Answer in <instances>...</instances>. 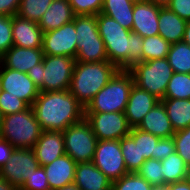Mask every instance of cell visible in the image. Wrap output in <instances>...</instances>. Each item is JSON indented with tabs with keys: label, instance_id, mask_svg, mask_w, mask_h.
I'll return each mask as SVG.
<instances>
[{
	"label": "cell",
	"instance_id": "obj_1",
	"mask_svg": "<svg viewBox=\"0 0 190 190\" xmlns=\"http://www.w3.org/2000/svg\"><path fill=\"white\" fill-rule=\"evenodd\" d=\"M31 107L43 131H64L85 116V108L69 90L39 92Z\"/></svg>",
	"mask_w": 190,
	"mask_h": 190
},
{
	"label": "cell",
	"instance_id": "obj_2",
	"mask_svg": "<svg viewBox=\"0 0 190 190\" xmlns=\"http://www.w3.org/2000/svg\"><path fill=\"white\" fill-rule=\"evenodd\" d=\"M97 25L110 63L128 70L142 62L143 38L139 34L123 28L115 19L102 13L97 15Z\"/></svg>",
	"mask_w": 190,
	"mask_h": 190
},
{
	"label": "cell",
	"instance_id": "obj_3",
	"mask_svg": "<svg viewBox=\"0 0 190 190\" xmlns=\"http://www.w3.org/2000/svg\"><path fill=\"white\" fill-rule=\"evenodd\" d=\"M118 70L119 68L109 61H76L69 91L86 108Z\"/></svg>",
	"mask_w": 190,
	"mask_h": 190
},
{
	"label": "cell",
	"instance_id": "obj_4",
	"mask_svg": "<svg viewBox=\"0 0 190 190\" xmlns=\"http://www.w3.org/2000/svg\"><path fill=\"white\" fill-rule=\"evenodd\" d=\"M75 63V58L44 55L27 74L40 92L69 90Z\"/></svg>",
	"mask_w": 190,
	"mask_h": 190
},
{
	"label": "cell",
	"instance_id": "obj_5",
	"mask_svg": "<svg viewBox=\"0 0 190 190\" xmlns=\"http://www.w3.org/2000/svg\"><path fill=\"white\" fill-rule=\"evenodd\" d=\"M134 79L129 70L119 69L111 80L93 97L85 112H124Z\"/></svg>",
	"mask_w": 190,
	"mask_h": 190
},
{
	"label": "cell",
	"instance_id": "obj_6",
	"mask_svg": "<svg viewBox=\"0 0 190 190\" xmlns=\"http://www.w3.org/2000/svg\"><path fill=\"white\" fill-rule=\"evenodd\" d=\"M32 107L2 117L0 137L14 148L32 149L42 133Z\"/></svg>",
	"mask_w": 190,
	"mask_h": 190
},
{
	"label": "cell",
	"instance_id": "obj_7",
	"mask_svg": "<svg viewBox=\"0 0 190 190\" xmlns=\"http://www.w3.org/2000/svg\"><path fill=\"white\" fill-rule=\"evenodd\" d=\"M74 24L77 38L75 61H108L104 42L98 31L97 15L75 16Z\"/></svg>",
	"mask_w": 190,
	"mask_h": 190
},
{
	"label": "cell",
	"instance_id": "obj_8",
	"mask_svg": "<svg viewBox=\"0 0 190 190\" xmlns=\"http://www.w3.org/2000/svg\"><path fill=\"white\" fill-rule=\"evenodd\" d=\"M134 85L162 100L173 70L167 58L138 62L128 69Z\"/></svg>",
	"mask_w": 190,
	"mask_h": 190
},
{
	"label": "cell",
	"instance_id": "obj_9",
	"mask_svg": "<svg viewBox=\"0 0 190 190\" xmlns=\"http://www.w3.org/2000/svg\"><path fill=\"white\" fill-rule=\"evenodd\" d=\"M62 133L68 156L76 163L93 161L98 140L85 118L79 123L70 125Z\"/></svg>",
	"mask_w": 190,
	"mask_h": 190
},
{
	"label": "cell",
	"instance_id": "obj_10",
	"mask_svg": "<svg viewBox=\"0 0 190 190\" xmlns=\"http://www.w3.org/2000/svg\"><path fill=\"white\" fill-rule=\"evenodd\" d=\"M84 118L97 140H120L132 129L124 112H85Z\"/></svg>",
	"mask_w": 190,
	"mask_h": 190
},
{
	"label": "cell",
	"instance_id": "obj_11",
	"mask_svg": "<svg viewBox=\"0 0 190 190\" xmlns=\"http://www.w3.org/2000/svg\"><path fill=\"white\" fill-rule=\"evenodd\" d=\"M92 162L112 182L129 173L122 155L120 140H98Z\"/></svg>",
	"mask_w": 190,
	"mask_h": 190
},
{
	"label": "cell",
	"instance_id": "obj_12",
	"mask_svg": "<svg viewBox=\"0 0 190 190\" xmlns=\"http://www.w3.org/2000/svg\"><path fill=\"white\" fill-rule=\"evenodd\" d=\"M39 166L32 149L15 148L10 160L0 169V176L19 190Z\"/></svg>",
	"mask_w": 190,
	"mask_h": 190
},
{
	"label": "cell",
	"instance_id": "obj_13",
	"mask_svg": "<svg viewBox=\"0 0 190 190\" xmlns=\"http://www.w3.org/2000/svg\"><path fill=\"white\" fill-rule=\"evenodd\" d=\"M42 51L48 56H67L76 58L77 38L74 20L43 33Z\"/></svg>",
	"mask_w": 190,
	"mask_h": 190
},
{
	"label": "cell",
	"instance_id": "obj_14",
	"mask_svg": "<svg viewBox=\"0 0 190 190\" xmlns=\"http://www.w3.org/2000/svg\"><path fill=\"white\" fill-rule=\"evenodd\" d=\"M1 90L25 101L30 107L39 95V88L27 73L5 68L0 63Z\"/></svg>",
	"mask_w": 190,
	"mask_h": 190
},
{
	"label": "cell",
	"instance_id": "obj_15",
	"mask_svg": "<svg viewBox=\"0 0 190 190\" xmlns=\"http://www.w3.org/2000/svg\"><path fill=\"white\" fill-rule=\"evenodd\" d=\"M160 6L147 0H136L133 8L132 32L142 38L158 35Z\"/></svg>",
	"mask_w": 190,
	"mask_h": 190
},
{
	"label": "cell",
	"instance_id": "obj_16",
	"mask_svg": "<svg viewBox=\"0 0 190 190\" xmlns=\"http://www.w3.org/2000/svg\"><path fill=\"white\" fill-rule=\"evenodd\" d=\"M32 150L40 166L51 164L66 154L62 131H42Z\"/></svg>",
	"mask_w": 190,
	"mask_h": 190
},
{
	"label": "cell",
	"instance_id": "obj_17",
	"mask_svg": "<svg viewBox=\"0 0 190 190\" xmlns=\"http://www.w3.org/2000/svg\"><path fill=\"white\" fill-rule=\"evenodd\" d=\"M159 102L160 99L153 94L133 85L124 111L128 124L132 128L137 127L143 117Z\"/></svg>",
	"mask_w": 190,
	"mask_h": 190
},
{
	"label": "cell",
	"instance_id": "obj_18",
	"mask_svg": "<svg viewBox=\"0 0 190 190\" xmlns=\"http://www.w3.org/2000/svg\"><path fill=\"white\" fill-rule=\"evenodd\" d=\"M43 57L42 48H23L13 45L0 57V63L5 68L28 73L34 65L43 61Z\"/></svg>",
	"mask_w": 190,
	"mask_h": 190
},
{
	"label": "cell",
	"instance_id": "obj_19",
	"mask_svg": "<svg viewBox=\"0 0 190 190\" xmlns=\"http://www.w3.org/2000/svg\"><path fill=\"white\" fill-rule=\"evenodd\" d=\"M13 44L23 48H42L43 31L37 22L12 17Z\"/></svg>",
	"mask_w": 190,
	"mask_h": 190
},
{
	"label": "cell",
	"instance_id": "obj_20",
	"mask_svg": "<svg viewBox=\"0 0 190 190\" xmlns=\"http://www.w3.org/2000/svg\"><path fill=\"white\" fill-rule=\"evenodd\" d=\"M80 190H109L112 181L93 162L77 163L73 182Z\"/></svg>",
	"mask_w": 190,
	"mask_h": 190
},
{
	"label": "cell",
	"instance_id": "obj_21",
	"mask_svg": "<svg viewBox=\"0 0 190 190\" xmlns=\"http://www.w3.org/2000/svg\"><path fill=\"white\" fill-rule=\"evenodd\" d=\"M77 163L67 154L55 159L51 164L44 165L50 190H57L74 182Z\"/></svg>",
	"mask_w": 190,
	"mask_h": 190
},
{
	"label": "cell",
	"instance_id": "obj_22",
	"mask_svg": "<svg viewBox=\"0 0 190 190\" xmlns=\"http://www.w3.org/2000/svg\"><path fill=\"white\" fill-rule=\"evenodd\" d=\"M136 128L151 133L160 139L170 138L175 133L171 121L167 116L166 109L161 101L143 117Z\"/></svg>",
	"mask_w": 190,
	"mask_h": 190
},
{
	"label": "cell",
	"instance_id": "obj_23",
	"mask_svg": "<svg viewBox=\"0 0 190 190\" xmlns=\"http://www.w3.org/2000/svg\"><path fill=\"white\" fill-rule=\"evenodd\" d=\"M75 14L69 0H53L38 25L43 33L58 29L74 20Z\"/></svg>",
	"mask_w": 190,
	"mask_h": 190
},
{
	"label": "cell",
	"instance_id": "obj_24",
	"mask_svg": "<svg viewBox=\"0 0 190 190\" xmlns=\"http://www.w3.org/2000/svg\"><path fill=\"white\" fill-rule=\"evenodd\" d=\"M186 22L168 7H160L158 34L170 44L181 42L183 41Z\"/></svg>",
	"mask_w": 190,
	"mask_h": 190
},
{
	"label": "cell",
	"instance_id": "obj_25",
	"mask_svg": "<svg viewBox=\"0 0 190 190\" xmlns=\"http://www.w3.org/2000/svg\"><path fill=\"white\" fill-rule=\"evenodd\" d=\"M135 2L136 0H104L101 13L115 19L123 28L132 31Z\"/></svg>",
	"mask_w": 190,
	"mask_h": 190
},
{
	"label": "cell",
	"instance_id": "obj_26",
	"mask_svg": "<svg viewBox=\"0 0 190 190\" xmlns=\"http://www.w3.org/2000/svg\"><path fill=\"white\" fill-rule=\"evenodd\" d=\"M160 101L166 109L174 131L190 126V99L163 98Z\"/></svg>",
	"mask_w": 190,
	"mask_h": 190
},
{
	"label": "cell",
	"instance_id": "obj_27",
	"mask_svg": "<svg viewBox=\"0 0 190 190\" xmlns=\"http://www.w3.org/2000/svg\"><path fill=\"white\" fill-rule=\"evenodd\" d=\"M167 60L173 72L190 74V45L181 41L170 45Z\"/></svg>",
	"mask_w": 190,
	"mask_h": 190
},
{
	"label": "cell",
	"instance_id": "obj_28",
	"mask_svg": "<svg viewBox=\"0 0 190 190\" xmlns=\"http://www.w3.org/2000/svg\"><path fill=\"white\" fill-rule=\"evenodd\" d=\"M161 164L164 176V187L168 184L185 180L188 166L177 152L161 160Z\"/></svg>",
	"mask_w": 190,
	"mask_h": 190
},
{
	"label": "cell",
	"instance_id": "obj_29",
	"mask_svg": "<svg viewBox=\"0 0 190 190\" xmlns=\"http://www.w3.org/2000/svg\"><path fill=\"white\" fill-rule=\"evenodd\" d=\"M170 45L171 44L159 34L143 38L142 62L166 58Z\"/></svg>",
	"mask_w": 190,
	"mask_h": 190
},
{
	"label": "cell",
	"instance_id": "obj_30",
	"mask_svg": "<svg viewBox=\"0 0 190 190\" xmlns=\"http://www.w3.org/2000/svg\"><path fill=\"white\" fill-rule=\"evenodd\" d=\"M129 135L138 142L140 150V159H157V142L159 137L152 135L151 133L144 132L136 127H133Z\"/></svg>",
	"mask_w": 190,
	"mask_h": 190
},
{
	"label": "cell",
	"instance_id": "obj_31",
	"mask_svg": "<svg viewBox=\"0 0 190 190\" xmlns=\"http://www.w3.org/2000/svg\"><path fill=\"white\" fill-rule=\"evenodd\" d=\"M120 147L128 172H137L146 161L145 159H140L138 142H135L130 135H127L120 139Z\"/></svg>",
	"mask_w": 190,
	"mask_h": 190
},
{
	"label": "cell",
	"instance_id": "obj_32",
	"mask_svg": "<svg viewBox=\"0 0 190 190\" xmlns=\"http://www.w3.org/2000/svg\"><path fill=\"white\" fill-rule=\"evenodd\" d=\"M164 98L190 99V74L173 72Z\"/></svg>",
	"mask_w": 190,
	"mask_h": 190
},
{
	"label": "cell",
	"instance_id": "obj_33",
	"mask_svg": "<svg viewBox=\"0 0 190 190\" xmlns=\"http://www.w3.org/2000/svg\"><path fill=\"white\" fill-rule=\"evenodd\" d=\"M53 0H21L17 16L39 22Z\"/></svg>",
	"mask_w": 190,
	"mask_h": 190
},
{
	"label": "cell",
	"instance_id": "obj_34",
	"mask_svg": "<svg viewBox=\"0 0 190 190\" xmlns=\"http://www.w3.org/2000/svg\"><path fill=\"white\" fill-rule=\"evenodd\" d=\"M136 173L154 188L164 187V176L160 160L147 159Z\"/></svg>",
	"mask_w": 190,
	"mask_h": 190
},
{
	"label": "cell",
	"instance_id": "obj_35",
	"mask_svg": "<svg viewBox=\"0 0 190 190\" xmlns=\"http://www.w3.org/2000/svg\"><path fill=\"white\" fill-rule=\"evenodd\" d=\"M112 190H153L154 187L136 172H129L112 182Z\"/></svg>",
	"mask_w": 190,
	"mask_h": 190
},
{
	"label": "cell",
	"instance_id": "obj_36",
	"mask_svg": "<svg viewBox=\"0 0 190 190\" xmlns=\"http://www.w3.org/2000/svg\"><path fill=\"white\" fill-rule=\"evenodd\" d=\"M30 106L20 98L13 95H5V91H0V112L2 116L19 113Z\"/></svg>",
	"mask_w": 190,
	"mask_h": 190
},
{
	"label": "cell",
	"instance_id": "obj_37",
	"mask_svg": "<svg viewBox=\"0 0 190 190\" xmlns=\"http://www.w3.org/2000/svg\"><path fill=\"white\" fill-rule=\"evenodd\" d=\"M172 138L175 143V151L182 157L185 164L190 166V126L175 131Z\"/></svg>",
	"mask_w": 190,
	"mask_h": 190
},
{
	"label": "cell",
	"instance_id": "obj_38",
	"mask_svg": "<svg viewBox=\"0 0 190 190\" xmlns=\"http://www.w3.org/2000/svg\"><path fill=\"white\" fill-rule=\"evenodd\" d=\"M104 0H69L75 16L98 15L101 13Z\"/></svg>",
	"mask_w": 190,
	"mask_h": 190
},
{
	"label": "cell",
	"instance_id": "obj_39",
	"mask_svg": "<svg viewBox=\"0 0 190 190\" xmlns=\"http://www.w3.org/2000/svg\"><path fill=\"white\" fill-rule=\"evenodd\" d=\"M13 45L12 16L0 14V57Z\"/></svg>",
	"mask_w": 190,
	"mask_h": 190
},
{
	"label": "cell",
	"instance_id": "obj_40",
	"mask_svg": "<svg viewBox=\"0 0 190 190\" xmlns=\"http://www.w3.org/2000/svg\"><path fill=\"white\" fill-rule=\"evenodd\" d=\"M19 190H50L43 166H39L30 176H27Z\"/></svg>",
	"mask_w": 190,
	"mask_h": 190
},
{
	"label": "cell",
	"instance_id": "obj_41",
	"mask_svg": "<svg viewBox=\"0 0 190 190\" xmlns=\"http://www.w3.org/2000/svg\"><path fill=\"white\" fill-rule=\"evenodd\" d=\"M167 7L180 18L190 20V0H171Z\"/></svg>",
	"mask_w": 190,
	"mask_h": 190
},
{
	"label": "cell",
	"instance_id": "obj_42",
	"mask_svg": "<svg viewBox=\"0 0 190 190\" xmlns=\"http://www.w3.org/2000/svg\"><path fill=\"white\" fill-rule=\"evenodd\" d=\"M175 151V143L172 137L161 138L157 142V160H164Z\"/></svg>",
	"mask_w": 190,
	"mask_h": 190
},
{
	"label": "cell",
	"instance_id": "obj_43",
	"mask_svg": "<svg viewBox=\"0 0 190 190\" xmlns=\"http://www.w3.org/2000/svg\"><path fill=\"white\" fill-rule=\"evenodd\" d=\"M21 0H0V14L14 16L17 14Z\"/></svg>",
	"mask_w": 190,
	"mask_h": 190
},
{
	"label": "cell",
	"instance_id": "obj_44",
	"mask_svg": "<svg viewBox=\"0 0 190 190\" xmlns=\"http://www.w3.org/2000/svg\"><path fill=\"white\" fill-rule=\"evenodd\" d=\"M14 147L0 137V169L10 160Z\"/></svg>",
	"mask_w": 190,
	"mask_h": 190
},
{
	"label": "cell",
	"instance_id": "obj_45",
	"mask_svg": "<svg viewBox=\"0 0 190 190\" xmlns=\"http://www.w3.org/2000/svg\"><path fill=\"white\" fill-rule=\"evenodd\" d=\"M165 188L167 190H190V186L185 180L168 184Z\"/></svg>",
	"mask_w": 190,
	"mask_h": 190
},
{
	"label": "cell",
	"instance_id": "obj_46",
	"mask_svg": "<svg viewBox=\"0 0 190 190\" xmlns=\"http://www.w3.org/2000/svg\"><path fill=\"white\" fill-rule=\"evenodd\" d=\"M0 190H17V189L0 176Z\"/></svg>",
	"mask_w": 190,
	"mask_h": 190
},
{
	"label": "cell",
	"instance_id": "obj_47",
	"mask_svg": "<svg viewBox=\"0 0 190 190\" xmlns=\"http://www.w3.org/2000/svg\"><path fill=\"white\" fill-rule=\"evenodd\" d=\"M183 42L190 45V20L186 22Z\"/></svg>",
	"mask_w": 190,
	"mask_h": 190
},
{
	"label": "cell",
	"instance_id": "obj_48",
	"mask_svg": "<svg viewBox=\"0 0 190 190\" xmlns=\"http://www.w3.org/2000/svg\"><path fill=\"white\" fill-rule=\"evenodd\" d=\"M147 1H150L151 3H154L160 7H167L171 0H147Z\"/></svg>",
	"mask_w": 190,
	"mask_h": 190
},
{
	"label": "cell",
	"instance_id": "obj_49",
	"mask_svg": "<svg viewBox=\"0 0 190 190\" xmlns=\"http://www.w3.org/2000/svg\"><path fill=\"white\" fill-rule=\"evenodd\" d=\"M57 190H80V189L74 183H70Z\"/></svg>",
	"mask_w": 190,
	"mask_h": 190
},
{
	"label": "cell",
	"instance_id": "obj_50",
	"mask_svg": "<svg viewBox=\"0 0 190 190\" xmlns=\"http://www.w3.org/2000/svg\"><path fill=\"white\" fill-rule=\"evenodd\" d=\"M185 181L189 184L190 186V166L187 167V172L185 175Z\"/></svg>",
	"mask_w": 190,
	"mask_h": 190
},
{
	"label": "cell",
	"instance_id": "obj_51",
	"mask_svg": "<svg viewBox=\"0 0 190 190\" xmlns=\"http://www.w3.org/2000/svg\"><path fill=\"white\" fill-rule=\"evenodd\" d=\"M153 190H167L165 187L154 188Z\"/></svg>",
	"mask_w": 190,
	"mask_h": 190
},
{
	"label": "cell",
	"instance_id": "obj_52",
	"mask_svg": "<svg viewBox=\"0 0 190 190\" xmlns=\"http://www.w3.org/2000/svg\"><path fill=\"white\" fill-rule=\"evenodd\" d=\"M2 114H1V112H0V128H1V122H2Z\"/></svg>",
	"mask_w": 190,
	"mask_h": 190
}]
</instances>
